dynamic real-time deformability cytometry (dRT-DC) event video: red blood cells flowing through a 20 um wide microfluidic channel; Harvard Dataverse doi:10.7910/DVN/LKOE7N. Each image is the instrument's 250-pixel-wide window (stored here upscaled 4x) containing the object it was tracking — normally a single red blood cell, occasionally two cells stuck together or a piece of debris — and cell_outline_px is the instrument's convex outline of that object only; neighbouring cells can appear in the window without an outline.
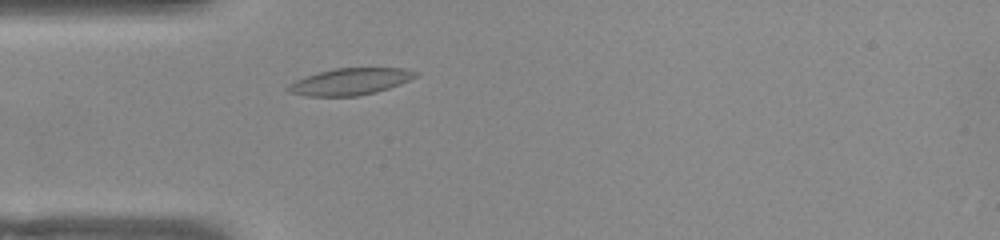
{"species": "common noctule bat (a hibernating species)", "species_latin": "Nyctalus noctula", "temperature_condition": "warm", "stored_images_in_passage": 45, "camera_frame_rate_fps": 3000, "um_per_image_px": 0.085, "animal": {"sex": "female", "body_mass_g": 22.0, "forearm_length_mm": 56.7}, "frame": {"image": 1, "passage_image": 7, "time_ms": 2.0, "image_size_px": [1000, 240], "cell_outline_px": [[420, 72], [416, 76], [400, 84], [376, 92], [356, 96], [308, 96], [288, 92], [284, 88], [296, 80], [320, 72], [336, 68], [404, 68]], "centroid_in_image_um": [29.77, 6.94], "position_along_channel_um": 55.2, "area_um2": 19.65}}
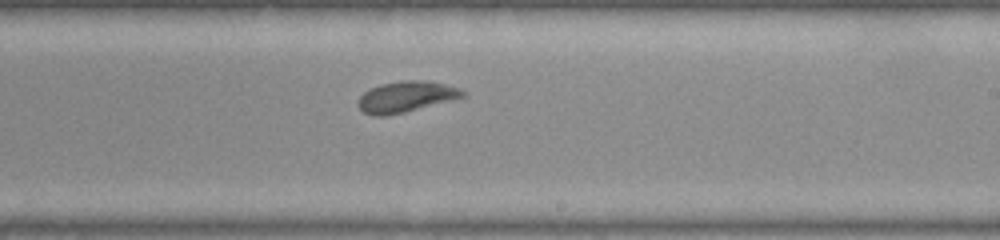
{"frame": {"image": 2, "passage_image": 23, "time_ms": 7.333, "image_size_px": [1000, 240], "cell_outline_px": [[464, 96], [452, 100], [404, 112], [384, 116], [372, 116], [364, 112], [360, 108], [360, 96], [364, 92], [380, 84], [404, 80], [428, 80], [460, 88], [464, 92]], "centroid_in_image_um": [34.52, 8.21], "position_along_channel_um": 254.5, "area_um2": 18.55}}
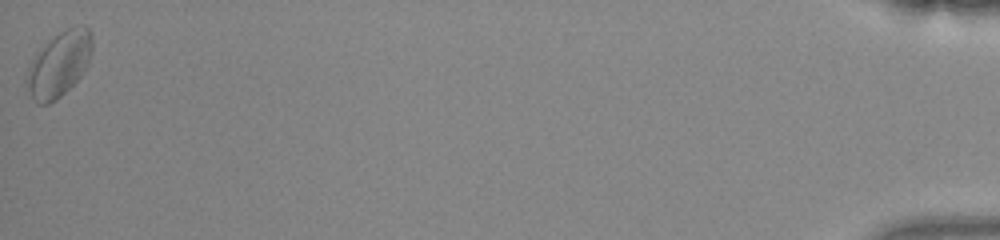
{"frame": {"image": 3, "passage_image": 45, "time_ms": 14.667, "image_size_px": [1000, 240], "cell_outline_px": [[92, 52], [88, 64], [84, 72], [56, 100], [48, 104], [40, 104], [28, 92], [28, 68], [32, 60], [60, 32], [68, 28], [80, 24], [84, 24], [92, 32]], "centroid_in_image_um": [5.1, 5.44], "position_along_channel_um": 430.1, "area_um2": 23.99}, "authors_computed_cell_mechanics": {"area_um2": 19.2474, "velocity_mm_per_s": 3.8197, "shape_relaxation_time_tau1_ms": 3.5748, "shape_relaxation_time_tau2_ms": 1.5058, "deformation_change_tau1": 0.113, "deformation_change_tau2": 0.0584}}